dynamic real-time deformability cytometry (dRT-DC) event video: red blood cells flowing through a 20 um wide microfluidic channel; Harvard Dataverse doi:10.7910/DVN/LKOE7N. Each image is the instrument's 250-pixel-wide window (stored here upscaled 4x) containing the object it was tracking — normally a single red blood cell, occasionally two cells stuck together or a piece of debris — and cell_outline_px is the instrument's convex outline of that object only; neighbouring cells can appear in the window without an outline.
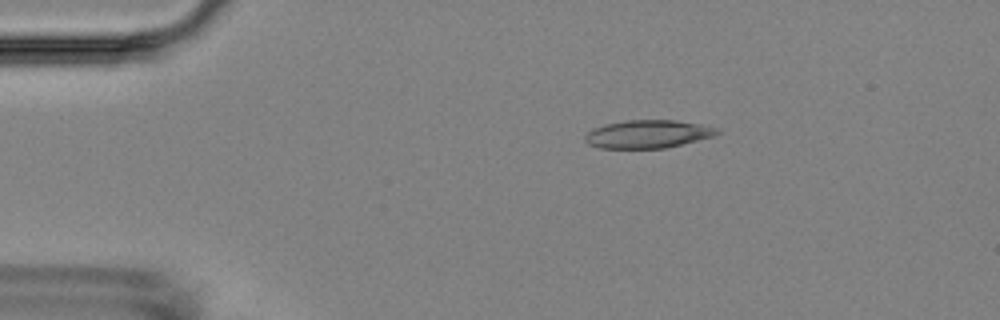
{"species": "Egyptian fruit bat (a non-hibernating species)", "species_latin": "Rousettus aegyptiacus", "temperature_condition": "room temperature", "stored_images_in_passage": 4, "camera_frame_rate_fps": 3000, "um_per_image_px": 0.085, "animal": {"sex": "female"}, "frame": {"image": 1, "passage_image": 1, "time_ms": 0.0, "image_size_px": [1000, 320], "cell_outline_px": [[720, 132], [716, 136], [664, 148], [600, 148], [588, 144], [584, 140], [584, 136], [592, 128], [604, 124], [624, 120], [676, 120], [700, 124], [716, 128]], "centroid_in_image_um": [55.04, 11.39], "position_along_channel_um": 30.0, "area_um2": 21.68}}
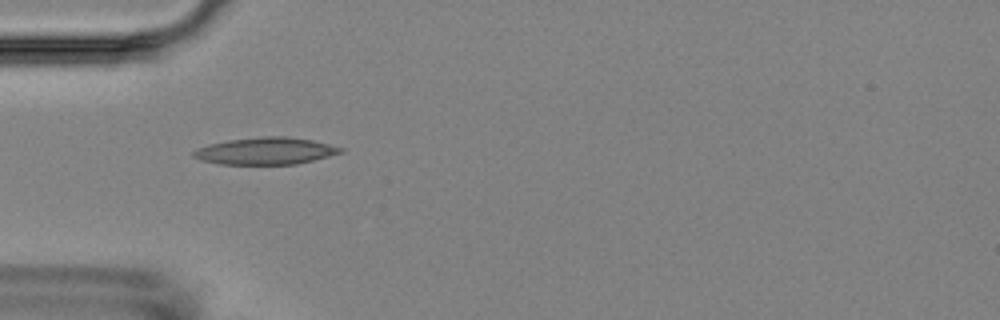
{"frame": {"image": 2, "passage_image": 3, "time_ms": 2.333, "image_size_px": [1000, 320], "cell_outline_px": [[344, 152], [296, 164], [220, 164], [200, 160], [192, 156], [192, 152], [196, 148], [208, 144], [228, 140], [260, 136], [288, 136], [312, 140], [344, 148]], "centroid_in_image_um": [22.54, 12.82], "position_along_channel_um": 62.5, "area_um2": 23.24}}